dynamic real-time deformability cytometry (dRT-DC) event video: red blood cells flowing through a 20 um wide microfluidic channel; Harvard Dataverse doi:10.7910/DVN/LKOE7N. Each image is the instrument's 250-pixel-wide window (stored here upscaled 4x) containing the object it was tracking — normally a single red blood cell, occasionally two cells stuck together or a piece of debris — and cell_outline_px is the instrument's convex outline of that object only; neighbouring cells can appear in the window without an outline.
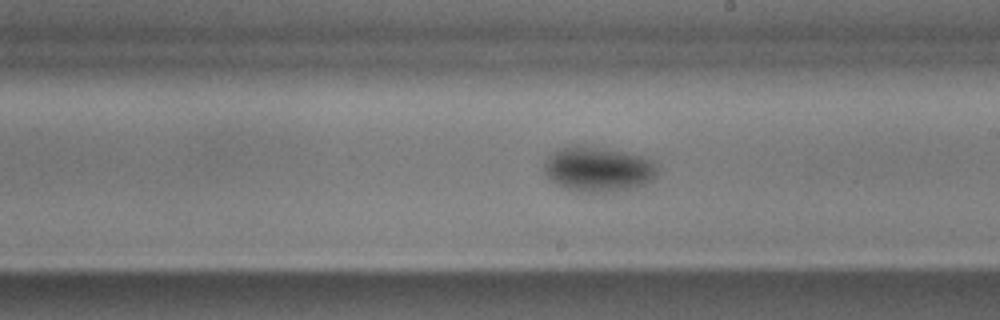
{"species": "common noctule bat (a hibernating species)", "species_latin": "Nyctalus noctula", "temperature_condition": "cold", "stored_images_in_passage": 37, "camera_frame_rate_fps": 3000, "um_per_image_px": 0.085, "animal": {"sex": "male", "body_mass_g": 17.9, "forearm_length_mm": 54.2}, "frame": {"image": 1, "passage_image": 13, "time_ms": 4.0, "image_size_px": [1000, 320], "cell_outline_px": [[656, 168], [652, 176], [636, 184], [608, 188], [576, 188], [560, 184], [544, 172], [544, 164], [556, 152], [564, 148], [584, 148], [616, 152], [636, 156], [648, 160]], "centroid_in_image_um": [50.75, 14.33], "position_along_channel_um": 238.3, "area_um2": 25.09}}
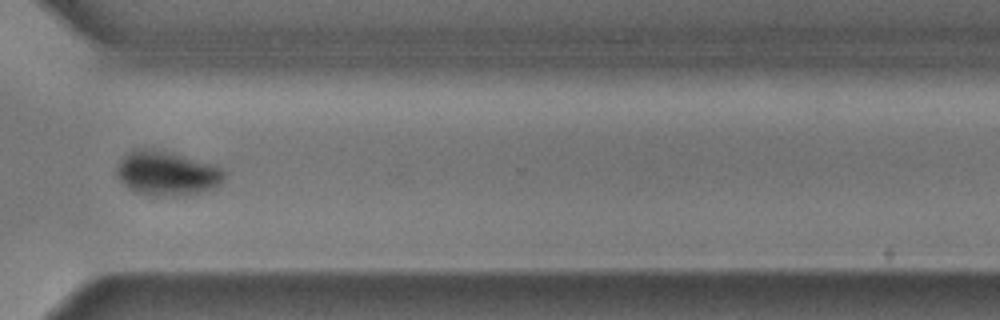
{"frame": {"image": 2, "passage_image": 23, "time_ms": 7.333, "image_size_px": [1000, 320], "cell_outline_px": [[224, 176], [220, 184], [208, 188], [188, 192], [136, 192], [124, 184], [120, 180], [116, 172], [116, 164], [132, 148], [144, 148], [172, 152], [212, 164], [220, 168], [224, 172]], "centroid_in_image_um": [14.11, 14.62], "position_along_channel_um": 356.5, "area_um2": 26.18}}
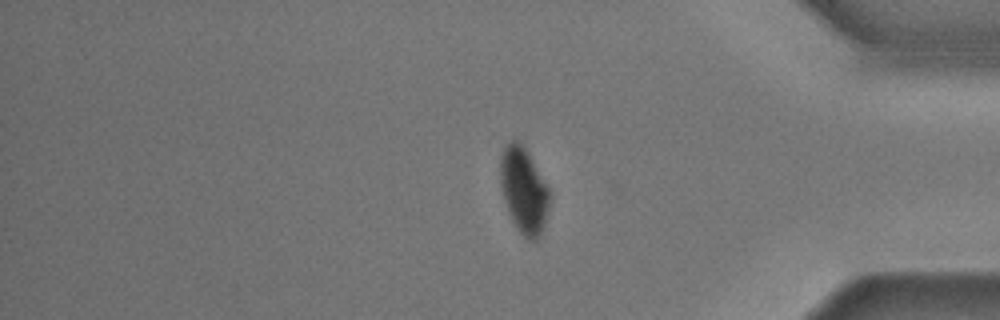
{"frame": {"image": 3, "passage_image": 28, "time_ms": 9.0, "image_size_px": [1000, 320], "cell_outline_px": [[552, 200], [540, 236], [536, 240], [528, 240], [516, 228], [508, 212], [504, 200], [500, 184], [500, 156], [504, 144], [512, 140], [520, 140], [528, 152], [552, 192]], "centroid_in_image_um": [44.54, 16.15], "position_along_channel_um": 390.7, "area_um2": 25.26}}